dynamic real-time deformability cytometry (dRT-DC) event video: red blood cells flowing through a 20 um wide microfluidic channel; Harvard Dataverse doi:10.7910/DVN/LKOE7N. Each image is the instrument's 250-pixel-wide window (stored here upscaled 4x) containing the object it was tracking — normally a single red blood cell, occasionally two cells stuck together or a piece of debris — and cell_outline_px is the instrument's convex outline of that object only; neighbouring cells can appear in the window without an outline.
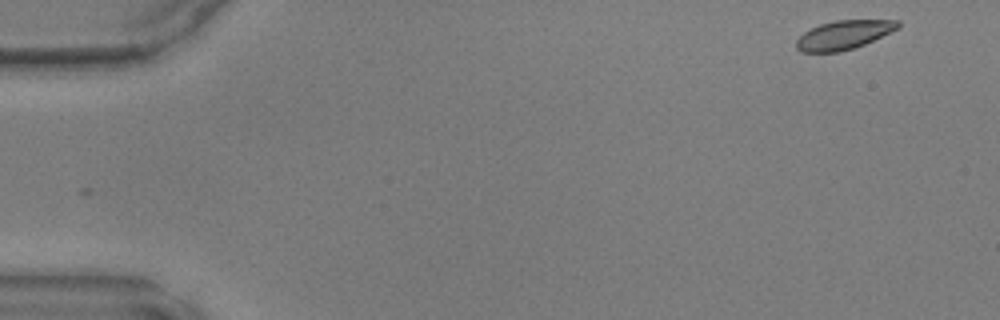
{"species": "common noctule bat (a hibernating species)", "species_latin": "Nyctalus noctula", "temperature_condition": "warm", "stored_images_in_passage": 46, "camera_frame_rate_fps": 3000, "um_per_image_px": 0.085, "animal": {"sex": "male", "body_mass_g": 17.9, "forearm_length_mm": 54.2}, "frame": {"image": 1, "passage_image": 1, "time_ms": 0.0, "image_size_px": [1000, 320], "cell_outline_px": [[900, 28], [864, 44], [840, 52], [800, 52], [796, 48], [796, 40], [804, 32], [820, 24], [836, 20], [900, 20]], "centroid_in_image_um": [71.72, 2.96], "position_along_channel_um": 13.3, "area_um2": 17.05}}
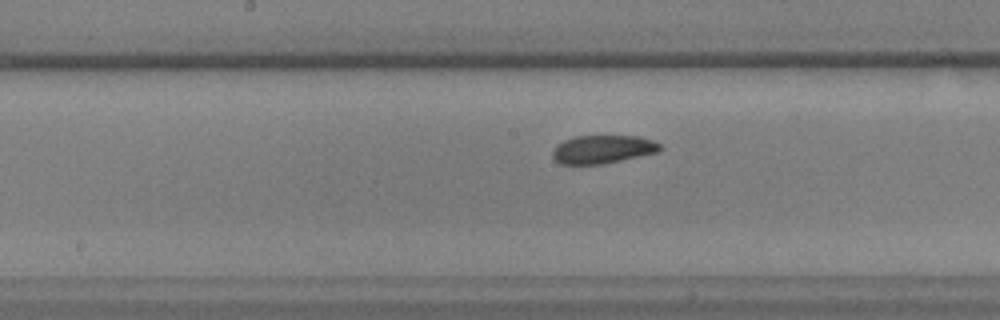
{"frame": {"image": 2, "passage_image": 23, "time_ms": 7.333, "image_size_px": [1000, 320], "cell_outline_px": [[664, 148], [660, 152], [600, 164], [560, 164], [552, 156], [552, 152], [564, 140], [576, 136], [640, 136], [652, 140], [660, 144]], "centroid_in_image_um": [51.29, 12.69], "position_along_channel_um": 196.9, "area_um2": 17.57}}
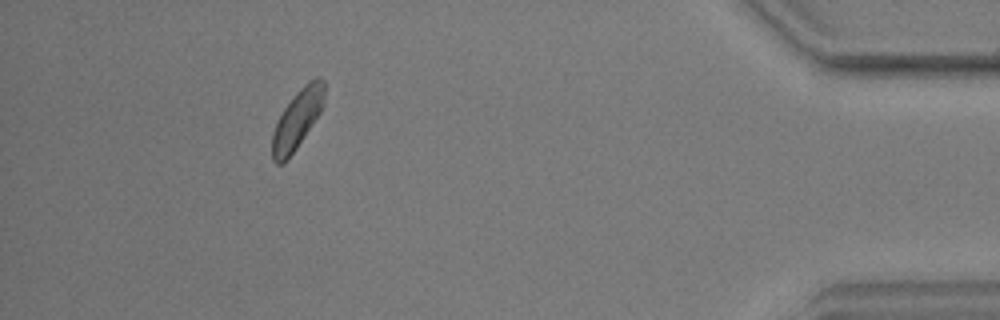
{"frame": {"image": 3, "passage_image": 42, "time_ms": 13.667, "image_size_px": [1000, 320], "cell_outline_px": [[324, 104], [320, 112], [296, 148], [284, 164], [276, 164], [272, 160], [272, 132], [284, 108], [296, 92], [308, 80], [316, 76], [324, 80]], "centroid_in_image_um": [25.26, 10.13], "position_along_channel_um": 409.9, "area_um2": 17.8}}